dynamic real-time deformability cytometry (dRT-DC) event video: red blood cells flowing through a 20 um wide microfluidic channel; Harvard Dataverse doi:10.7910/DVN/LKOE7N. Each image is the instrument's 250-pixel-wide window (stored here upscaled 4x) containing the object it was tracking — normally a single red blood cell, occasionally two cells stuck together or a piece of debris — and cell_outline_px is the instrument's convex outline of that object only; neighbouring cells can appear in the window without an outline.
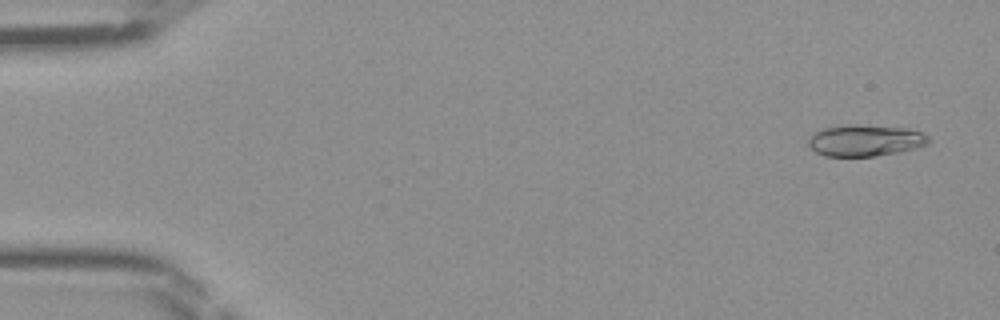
{"species": "Egyptian fruit bat (a non-hibernating species)", "species_latin": "Rousettus aegyptiacus", "temperature_condition": "room temperature", "stored_images_in_passage": 47, "camera_frame_rate_fps": 3000, "um_per_image_px": 0.085, "frame": {"image": 1, "passage_image": 3, "time_ms": 0.667, "image_size_px": [1000, 320], "cell_outline_px": [[928, 144], [916, 148], [900, 152], [876, 156], [824, 156], [816, 152], [808, 144], [808, 136], [820, 128], [840, 124], [856, 124], [908, 128], [920, 132], [928, 136]], "centroid_in_image_um": [73.49, 11.92], "position_along_channel_um": 11.5, "area_um2": 22.43}}
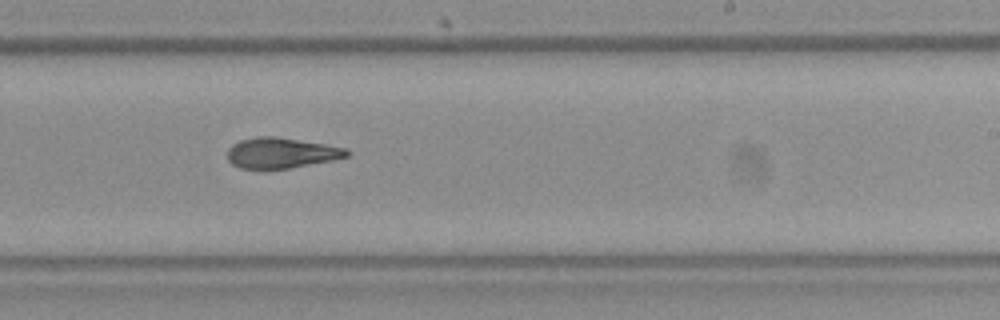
{"frame": {"image": 2, "passage_image": 29, "time_ms": 9.333, "image_size_px": [1000, 320], "cell_outline_px": [[352, 152], [348, 156], [332, 160], [288, 168], [240, 168], [232, 164], [228, 160], [228, 148], [232, 144], [240, 140], [256, 136], [272, 136], [324, 144], [348, 148]], "centroid_in_image_um": [23.9, 12.99], "position_along_channel_um": 265.1, "area_um2": 21.04}}
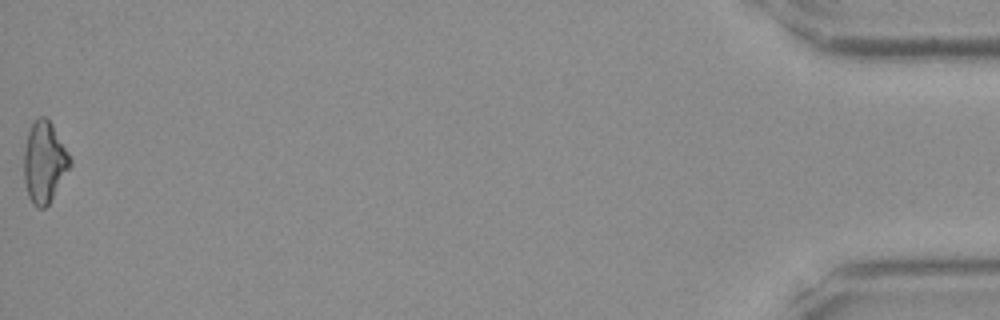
{"frame": {"image": 3, "passage_image": 47, "time_ms": 15.333, "image_size_px": [1000, 320], "cell_outline_px": [[72, 164], [48, 204], [44, 208], [36, 208], [32, 204], [28, 196], [24, 180], [24, 148], [28, 132], [36, 116], [44, 116], [52, 124], [68, 152], [72, 160]], "centroid_in_image_um": [3.76, 13.78], "position_along_channel_um": 431.4, "area_um2": 21.73}}